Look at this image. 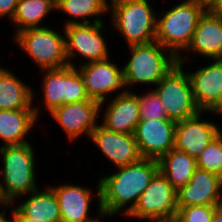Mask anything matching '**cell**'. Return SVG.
I'll return each mask as SVG.
<instances>
[{
	"instance_id": "obj_1",
	"label": "cell",
	"mask_w": 222,
	"mask_h": 222,
	"mask_svg": "<svg viewBox=\"0 0 222 222\" xmlns=\"http://www.w3.org/2000/svg\"><path fill=\"white\" fill-rule=\"evenodd\" d=\"M113 170V173L99 177L101 209L105 218L110 220L118 215L124 218L134 208L139 196L159 171V162L156 159L141 158Z\"/></svg>"
},
{
	"instance_id": "obj_2",
	"label": "cell",
	"mask_w": 222,
	"mask_h": 222,
	"mask_svg": "<svg viewBox=\"0 0 222 222\" xmlns=\"http://www.w3.org/2000/svg\"><path fill=\"white\" fill-rule=\"evenodd\" d=\"M36 164L30 142L0 147V188L5 201L15 204L19 198L39 188Z\"/></svg>"
},
{
	"instance_id": "obj_3",
	"label": "cell",
	"mask_w": 222,
	"mask_h": 222,
	"mask_svg": "<svg viewBox=\"0 0 222 222\" xmlns=\"http://www.w3.org/2000/svg\"><path fill=\"white\" fill-rule=\"evenodd\" d=\"M127 47L130 58L123 65L127 91H133V85L154 88L178 63V58L156 41Z\"/></svg>"
},
{
	"instance_id": "obj_4",
	"label": "cell",
	"mask_w": 222,
	"mask_h": 222,
	"mask_svg": "<svg viewBox=\"0 0 222 222\" xmlns=\"http://www.w3.org/2000/svg\"><path fill=\"white\" fill-rule=\"evenodd\" d=\"M172 6L157 15L155 41L178 58L190 44L207 9L193 0H182Z\"/></svg>"
},
{
	"instance_id": "obj_5",
	"label": "cell",
	"mask_w": 222,
	"mask_h": 222,
	"mask_svg": "<svg viewBox=\"0 0 222 222\" xmlns=\"http://www.w3.org/2000/svg\"><path fill=\"white\" fill-rule=\"evenodd\" d=\"M150 0H110L111 26L126 46L155 41L158 12Z\"/></svg>"
},
{
	"instance_id": "obj_6",
	"label": "cell",
	"mask_w": 222,
	"mask_h": 222,
	"mask_svg": "<svg viewBox=\"0 0 222 222\" xmlns=\"http://www.w3.org/2000/svg\"><path fill=\"white\" fill-rule=\"evenodd\" d=\"M12 39L40 70L60 68L69 64L64 29L58 32L44 24L43 27L18 32Z\"/></svg>"
},
{
	"instance_id": "obj_7",
	"label": "cell",
	"mask_w": 222,
	"mask_h": 222,
	"mask_svg": "<svg viewBox=\"0 0 222 222\" xmlns=\"http://www.w3.org/2000/svg\"><path fill=\"white\" fill-rule=\"evenodd\" d=\"M43 106L47 112L70 104L90 100L82 75L77 67L66 65L60 68L40 70Z\"/></svg>"
},
{
	"instance_id": "obj_8",
	"label": "cell",
	"mask_w": 222,
	"mask_h": 222,
	"mask_svg": "<svg viewBox=\"0 0 222 222\" xmlns=\"http://www.w3.org/2000/svg\"><path fill=\"white\" fill-rule=\"evenodd\" d=\"M106 27L105 22L71 24L63 27L69 65L76 67L77 62L74 63V59H80V57L85 60H80L77 66L111 57L108 40H106L109 37L107 38L106 34H112V32Z\"/></svg>"
},
{
	"instance_id": "obj_9",
	"label": "cell",
	"mask_w": 222,
	"mask_h": 222,
	"mask_svg": "<svg viewBox=\"0 0 222 222\" xmlns=\"http://www.w3.org/2000/svg\"><path fill=\"white\" fill-rule=\"evenodd\" d=\"M177 63L153 88L158 94L167 117L175 122L197 115L192 85L185 68Z\"/></svg>"
},
{
	"instance_id": "obj_10",
	"label": "cell",
	"mask_w": 222,
	"mask_h": 222,
	"mask_svg": "<svg viewBox=\"0 0 222 222\" xmlns=\"http://www.w3.org/2000/svg\"><path fill=\"white\" fill-rule=\"evenodd\" d=\"M176 192L177 190L159 170L139 196L134 208L126 215L127 220L136 218L135 220L141 222L176 217L178 214Z\"/></svg>"
},
{
	"instance_id": "obj_11",
	"label": "cell",
	"mask_w": 222,
	"mask_h": 222,
	"mask_svg": "<svg viewBox=\"0 0 222 222\" xmlns=\"http://www.w3.org/2000/svg\"><path fill=\"white\" fill-rule=\"evenodd\" d=\"M97 182L96 190L93 192L92 188L85 187L86 185H84V187L76 185V183L73 185V183L62 182L57 186L51 184L50 187L54 190L58 198L61 222H101L104 220L105 216L101 209V188L99 179ZM95 200L98 202H95ZM93 201L96 203V207H98L94 209L98 211L97 216H90L92 211L90 210L92 209L91 206H94L92 205Z\"/></svg>"
},
{
	"instance_id": "obj_12",
	"label": "cell",
	"mask_w": 222,
	"mask_h": 222,
	"mask_svg": "<svg viewBox=\"0 0 222 222\" xmlns=\"http://www.w3.org/2000/svg\"><path fill=\"white\" fill-rule=\"evenodd\" d=\"M113 60L109 57L76 66L82 75L90 99L101 103L114 93L118 95L127 92L123 67L118 66L119 63Z\"/></svg>"
},
{
	"instance_id": "obj_13",
	"label": "cell",
	"mask_w": 222,
	"mask_h": 222,
	"mask_svg": "<svg viewBox=\"0 0 222 222\" xmlns=\"http://www.w3.org/2000/svg\"><path fill=\"white\" fill-rule=\"evenodd\" d=\"M100 102L93 99L65 104L54 109L49 115L62 128L69 142L87 137L99 125Z\"/></svg>"
},
{
	"instance_id": "obj_14",
	"label": "cell",
	"mask_w": 222,
	"mask_h": 222,
	"mask_svg": "<svg viewBox=\"0 0 222 222\" xmlns=\"http://www.w3.org/2000/svg\"><path fill=\"white\" fill-rule=\"evenodd\" d=\"M203 114L216 116L215 111H200L194 117L177 121L175 127L174 148L195 159L218 136L220 129L217 123L203 120Z\"/></svg>"
},
{
	"instance_id": "obj_15",
	"label": "cell",
	"mask_w": 222,
	"mask_h": 222,
	"mask_svg": "<svg viewBox=\"0 0 222 222\" xmlns=\"http://www.w3.org/2000/svg\"><path fill=\"white\" fill-rule=\"evenodd\" d=\"M209 61L206 66L199 65L194 71L186 70L194 101L201 111H216L222 104V60Z\"/></svg>"
},
{
	"instance_id": "obj_16",
	"label": "cell",
	"mask_w": 222,
	"mask_h": 222,
	"mask_svg": "<svg viewBox=\"0 0 222 222\" xmlns=\"http://www.w3.org/2000/svg\"><path fill=\"white\" fill-rule=\"evenodd\" d=\"M184 53H186L184 55ZM178 57V63L185 66L189 59H195L197 55L201 58H222V19L214 16L208 10L199 19L198 25L192 36L187 49ZM191 53L193 56H191ZM190 54V55H189ZM195 54V56H194ZM187 55H189L187 57ZM188 58V59H187Z\"/></svg>"
},
{
	"instance_id": "obj_17",
	"label": "cell",
	"mask_w": 222,
	"mask_h": 222,
	"mask_svg": "<svg viewBox=\"0 0 222 222\" xmlns=\"http://www.w3.org/2000/svg\"><path fill=\"white\" fill-rule=\"evenodd\" d=\"M176 122L171 119L140 120L134 137L142 158L159 160L174 148Z\"/></svg>"
},
{
	"instance_id": "obj_18",
	"label": "cell",
	"mask_w": 222,
	"mask_h": 222,
	"mask_svg": "<svg viewBox=\"0 0 222 222\" xmlns=\"http://www.w3.org/2000/svg\"><path fill=\"white\" fill-rule=\"evenodd\" d=\"M89 139L114 168L135 163L142 158L134 134L115 132L99 123Z\"/></svg>"
},
{
	"instance_id": "obj_19",
	"label": "cell",
	"mask_w": 222,
	"mask_h": 222,
	"mask_svg": "<svg viewBox=\"0 0 222 222\" xmlns=\"http://www.w3.org/2000/svg\"><path fill=\"white\" fill-rule=\"evenodd\" d=\"M110 99L100 103V111L104 110L102 111L104 114L100 115L101 124L115 132L134 134L136 126L141 120L137 95L134 91H127L123 94H116L113 99Z\"/></svg>"
},
{
	"instance_id": "obj_20",
	"label": "cell",
	"mask_w": 222,
	"mask_h": 222,
	"mask_svg": "<svg viewBox=\"0 0 222 222\" xmlns=\"http://www.w3.org/2000/svg\"><path fill=\"white\" fill-rule=\"evenodd\" d=\"M221 196L222 178L217 174L197 168L188 184L177 190V208L219 205Z\"/></svg>"
},
{
	"instance_id": "obj_21",
	"label": "cell",
	"mask_w": 222,
	"mask_h": 222,
	"mask_svg": "<svg viewBox=\"0 0 222 222\" xmlns=\"http://www.w3.org/2000/svg\"><path fill=\"white\" fill-rule=\"evenodd\" d=\"M35 89L33 88V105L35 109L0 110V141L3 146L21 145L29 141L35 125H37L41 104L36 103ZM35 101V102H34Z\"/></svg>"
},
{
	"instance_id": "obj_22",
	"label": "cell",
	"mask_w": 222,
	"mask_h": 222,
	"mask_svg": "<svg viewBox=\"0 0 222 222\" xmlns=\"http://www.w3.org/2000/svg\"><path fill=\"white\" fill-rule=\"evenodd\" d=\"M24 195L14 207L25 217L42 222H61L58 198L50 184ZM27 198V199H26ZM16 205V206H15Z\"/></svg>"
},
{
	"instance_id": "obj_23",
	"label": "cell",
	"mask_w": 222,
	"mask_h": 222,
	"mask_svg": "<svg viewBox=\"0 0 222 222\" xmlns=\"http://www.w3.org/2000/svg\"><path fill=\"white\" fill-rule=\"evenodd\" d=\"M10 69L0 71V110L35 109L33 88Z\"/></svg>"
},
{
	"instance_id": "obj_24",
	"label": "cell",
	"mask_w": 222,
	"mask_h": 222,
	"mask_svg": "<svg viewBox=\"0 0 222 222\" xmlns=\"http://www.w3.org/2000/svg\"><path fill=\"white\" fill-rule=\"evenodd\" d=\"M56 11L63 12L67 16L64 25L71 24H90L96 22H105L101 16L108 14L110 11L109 0H56ZM108 12V13H107ZM93 18V19H92ZM92 19V20H91ZM91 20V21H90Z\"/></svg>"
},
{
	"instance_id": "obj_25",
	"label": "cell",
	"mask_w": 222,
	"mask_h": 222,
	"mask_svg": "<svg viewBox=\"0 0 222 222\" xmlns=\"http://www.w3.org/2000/svg\"><path fill=\"white\" fill-rule=\"evenodd\" d=\"M158 162L159 170L176 190L188 184L197 169L194 157L175 148L164 154Z\"/></svg>"
},
{
	"instance_id": "obj_26",
	"label": "cell",
	"mask_w": 222,
	"mask_h": 222,
	"mask_svg": "<svg viewBox=\"0 0 222 222\" xmlns=\"http://www.w3.org/2000/svg\"><path fill=\"white\" fill-rule=\"evenodd\" d=\"M55 4L56 0H18L10 21L15 26L12 36L26 29L43 27L48 15L56 11Z\"/></svg>"
},
{
	"instance_id": "obj_27",
	"label": "cell",
	"mask_w": 222,
	"mask_h": 222,
	"mask_svg": "<svg viewBox=\"0 0 222 222\" xmlns=\"http://www.w3.org/2000/svg\"><path fill=\"white\" fill-rule=\"evenodd\" d=\"M197 168L217 174L222 178V139L218 135L196 158Z\"/></svg>"
},
{
	"instance_id": "obj_28",
	"label": "cell",
	"mask_w": 222,
	"mask_h": 222,
	"mask_svg": "<svg viewBox=\"0 0 222 222\" xmlns=\"http://www.w3.org/2000/svg\"><path fill=\"white\" fill-rule=\"evenodd\" d=\"M139 99V112L141 120L169 119L161 100L153 88L143 94L134 92Z\"/></svg>"
},
{
	"instance_id": "obj_29",
	"label": "cell",
	"mask_w": 222,
	"mask_h": 222,
	"mask_svg": "<svg viewBox=\"0 0 222 222\" xmlns=\"http://www.w3.org/2000/svg\"><path fill=\"white\" fill-rule=\"evenodd\" d=\"M218 205L186 206L178 208L181 222H211Z\"/></svg>"
},
{
	"instance_id": "obj_30",
	"label": "cell",
	"mask_w": 222,
	"mask_h": 222,
	"mask_svg": "<svg viewBox=\"0 0 222 222\" xmlns=\"http://www.w3.org/2000/svg\"><path fill=\"white\" fill-rule=\"evenodd\" d=\"M18 0H0V18L1 20L8 18L9 21L12 20Z\"/></svg>"
},
{
	"instance_id": "obj_31",
	"label": "cell",
	"mask_w": 222,
	"mask_h": 222,
	"mask_svg": "<svg viewBox=\"0 0 222 222\" xmlns=\"http://www.w3.org/2000/svg\"><path fill=\"white\" fill-rule=\"evenodd\" d=\"M0 222H12V217L7 213V209L13 208V203L9 201L0 202ZM7 213V214H6ZM10 216V217H9Z\"/></svg>"
},
{
	"instance_id": "obj_32",
	"label": "cell",
	"mask_w": 222,
	"mask_h": 222,
	"mask_svg": "<svg viewBox=\"0 0 222 222\" xmlns=\"http://www.w3.org/2000/svg\"><path fill=\"white\" fill-rule=\"evenodd\" d=\"M9 214L12 217V222H42L39 220L31 219L23 216L13 205V208L10 209Z\"/></svg>"
},
{
	"instance_id": "obj_33",
	"label": "cell",
	"mask_w": 222,
	"mask_h": 222,
	"mask_svg": "<svg viewBox=\"0 0 222 222\" xmlns=\"http://www.w3.org/2000/svg\"><path fill=\"white\" fill-rule=\"evenodd\" d=\"M207 10L222 19V0H215Z\"/></svg>"
},
{
	"instance_id": "obj_34",
	"label": "cell",
	"mask_w": 222,
	"mask_h": 222,
	"mask_svg": "<svg viewBox=\"0 0 222 222\" xmlns=\"http://www.w3.org/2000/svg\"><path fill=\"white\" fill-rule=\"evenodd\" d=\"M211 222H222V210H220L219 208H217L215 210V213L212 217V221Z\"/></svg>"
},
{
	"instance_id": "obj_35",
	"label": "cell",
	"mask_w": 222,
	"mask_h": 222,
	"mask_svg": "<svg viewBox=\"0 0 222 222\" xmlns=\"http://www.w3.org/2000/svg\"><path fill=\"white\" fill-rule=\"evenodd\" d=\"M196 1L198 4L202 5L206 9L210 7V5L215 1V0H193Z\"/></svg>"
},
{
	"instance_id": "obj_36",
	"label": "cell",
	"mask_w": 222,
	"mask_h": 222,
	"mask_svg": "<svg viewBox=\"0 0 222 222\" xmlns=\"http://www.w3.org/2000/svg\"><path fill=\"white\" fill-rule=\"evenodd\" d=\"M167 222H181L180 219L176 217L167 218Z\"/></svg>"
},
{
	"instance_id": "obj_37",
	"label": "cell",
	"mask_w": 222,
	"mask_h": 222,
	"mask_svg": "<svg viewBox=\"0 0 222 222\" xmlns=\"http://www.w3.org/2000/svg\"><path fill=\"white\" fill-rule=\"evenodd\" d=\"M215 114H216L217 118H218L219 115L222 116V104H221V106L215 111Z\"/></svg>"
},
{
	"instance_id": "obj_38",
	"label": "cell",
	"mask_w": 222,
	"mask_h": 222,
	"mask_svg": "<svg viewBox=\"0 0 222 222\" xmlns=\"http://www.w3.org/2000/svg\"><path fill=\"white\" fill-rule=\"evenodd\" d=\"M145 222H167V219H162V220H147Z\"/></svg>"
},
{
	"instance_id": "obj_39",
	"label": "cell",
	"mask_w": 222,
	"mask_h": 222,
	"mask_svg": "<svg viewBox=\"0 0 222 222\" xmlns=\"http://www.w3.org/2000/svg\"><path fill=\"white\" fill-rule=\"evenodd\" d=\"M218 208H219L220 210H222V196H221V198H220Z\"/></svg>"
},
{
	"instance_id": "obj_40",
	"label": "cell",
	"mask_w": 222,
	"mask_h": 222,
	"mask_svg": "<svg viewBox=\"0 0 222 222\" xmlns=\"http://www.w3.org/2000/svg\"><path fill=\"white\" fill-rule=\"evenodd\" d=\"M2 201H5L4 197L2 196V193H1V188H0V202Z\"/></svg>"
},
{
	"instance_id": "obj_41",
	"label": "cell",
	"mask_w": 222,
	"mask_h": 222,
	"mask_svg": "<svg viewBox=\"0 0 222 222\" xmlns=\"http://www.w3.org/2000/svg\"><path fill=\"white\" fill-rule=\"evenodd\" d=\"M220 127H222V126L220 125ZM218 135H219V136L221 137V139H222V128L219 129Z\"/></svg>"
}]
</instances>
